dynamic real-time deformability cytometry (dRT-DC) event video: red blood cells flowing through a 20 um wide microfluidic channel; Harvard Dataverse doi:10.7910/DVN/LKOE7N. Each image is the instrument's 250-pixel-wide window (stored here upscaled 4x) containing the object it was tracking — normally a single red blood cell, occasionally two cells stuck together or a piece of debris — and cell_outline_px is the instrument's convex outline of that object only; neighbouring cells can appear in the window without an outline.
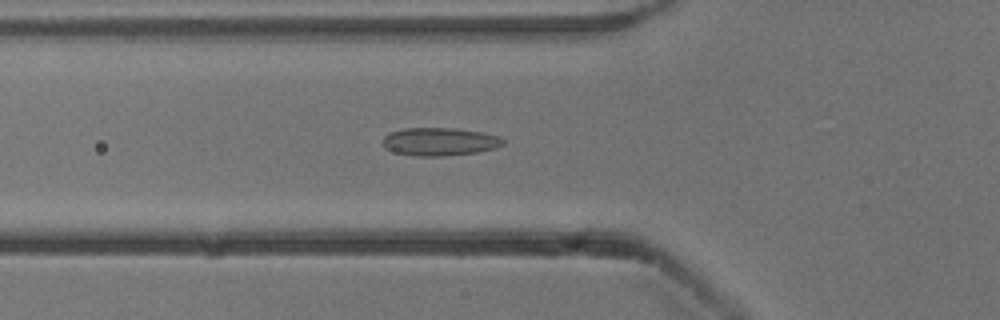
{"species": "common noctule bat (a hibernating species)", "species_latin": "Nyctalus noctula", "temperature_condition": "cold", "stored_images_in_passage": 52, "camera_frame_rate_fps": 3000, "um_per_image_px": 0.085, "animal": {"sex": "male", "body_mass_g": 13.3}, "frame": {"image": 1, "passage_image": 18, "time_ms": 5.667, "image_size_px": [1000, 320], "cell_outline_px": [[504, 144], [496, 148], [476, 152], [440, 156], [412, 156], [396, 152], [384, 148], [380, 140], [388, 132], [404, 128], [456, 128], [484, 132], [500, 136], [504, 140]], "centroid_in_image_um": [37.34, 12.03], "position_along_channel_um": 88.5, "area_um2": 19.94}}
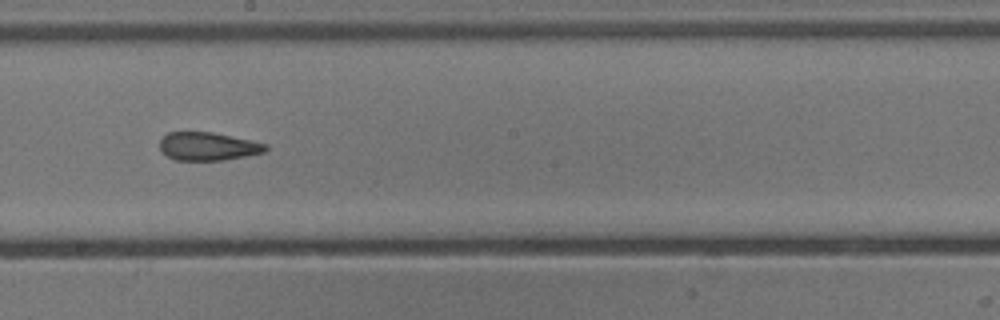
{"frame": {"image": 2, "passage_image": 29, "time_ms": 9.333, "image_size_px": [1000, 320], "cell_outline_px": [[268, 148], [264, 152], [224, 160], [176, 160], [160, 152], [160, 140], [168, 132], [212, 132], [268, 144]], "centroid_in_image_um": [17.65, 12.44], "position_along_channel_um": 230.5, "area_um2": 17.28}}
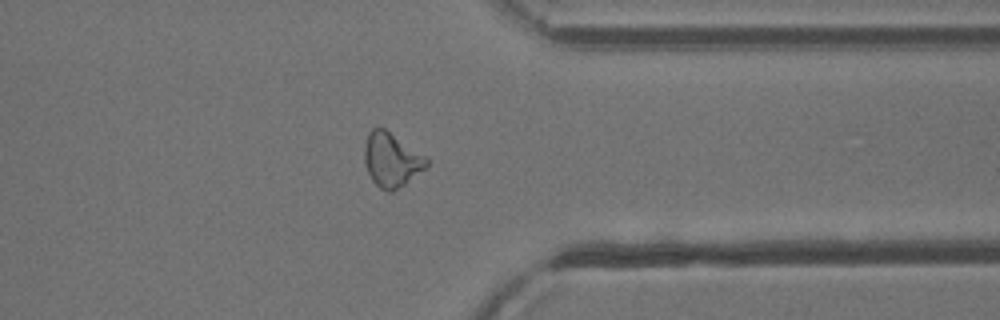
{"frame": {"image": 3, "passage_image": 41, "time_ms": 13.333, "image_size_px": [1000, 320], "cell_outline_px": [[428, 164], [424, 168], [404, 184], [392, 192], [388, 192], [380, 188], [372, 180], [364, 164], [364, 148], [368, 132], [372, 128], [384, 128], [424, 156], [428, 160]], "centroid_in_image_um": [33.22, 13.59], "position_along_channel_um": 378.2, "area_um2": 19.13}, "authors_computed_cell_mechanics": {"area_um2": 19.5075, "velocity_mm_per_s": 3.8537, "shape_relaxation_time_tau1_ms": null, "shape_relaxation_time_tau2_ms": 1.9499, "deformation_change_tau1": null, "deformation_change_tau2": 0.1022}}